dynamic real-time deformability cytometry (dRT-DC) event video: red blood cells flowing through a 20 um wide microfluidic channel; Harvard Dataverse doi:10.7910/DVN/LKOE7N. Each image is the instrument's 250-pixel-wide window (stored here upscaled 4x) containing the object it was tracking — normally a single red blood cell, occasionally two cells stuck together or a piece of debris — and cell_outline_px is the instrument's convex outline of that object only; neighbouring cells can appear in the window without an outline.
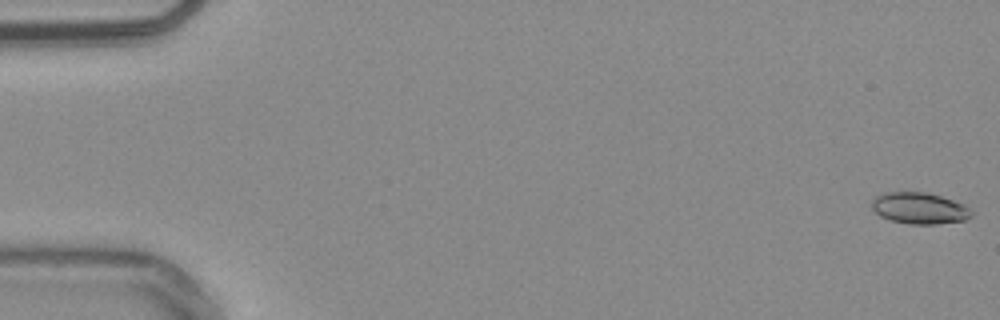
{"species": "common noctule bat (a hibernating species)", "species_latin": "Nyctalus noctula", "temperature_condition": "warm", "stored_images_in_passage": 55, "camera_frame_rate_fps": 3000, "um_per_image_px": 0.085, "animal": {"sex": "male", "body_mass_g": 20.4}, "frame": {"image": 1, "passage_image": 1, "time_ms": 0.0, "image_size_px": [1000, 320], "cell_outline_px": [[972, 216], [964, 220], [936, 224], [908, 224], [888, 220], [880, 216], [872, 208], [872, 200], [876, 196], [884, 192], [924, 192], [940, 196], [964, 204], [972, 212]], "centroid_in_image_um": [78.12, 17.7], "position_along_channel_um": 6.9, "area_um2": 18.21}}
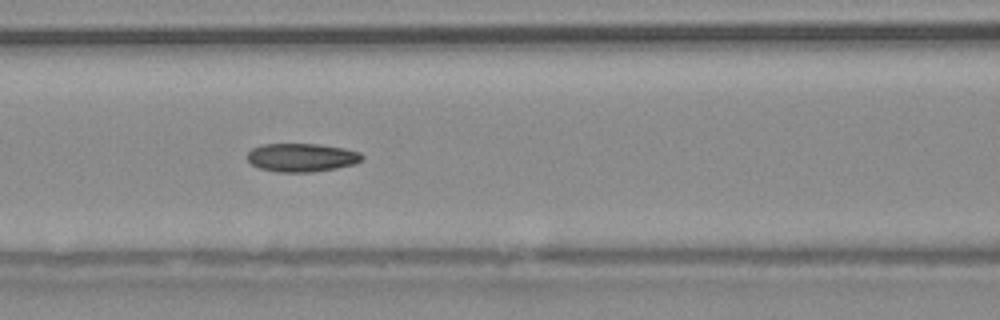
{"frame": {"image": 2, "passage_image": 24, "time_ms": 7.667, "image_size_px": [1000, 320], "cell_outline_px": [[364, 156], [356, 164], [336, 168], [312, 172], [276, 172], [256, 168], [248, 160], [248, 152], [252, 148], [264, 144], [316, 144], [344, 148], [360, 152]], "centroid_in_image_um": [25.63, 13.39], "position_along_channel_um": 141.0, "area_um2": 19.07}}
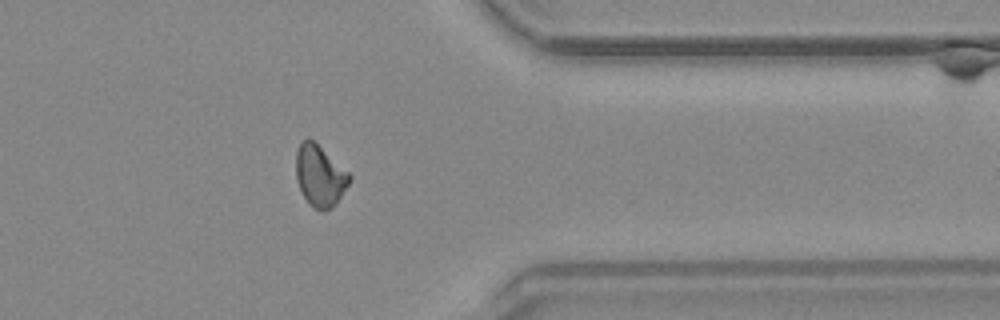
{"frame": {"image": 3, "passage_image": 44, "time_ms": 14.333, "image_size_px": [1000, 320], "cell_outline_px": [[352, 180], [336, 204], [320, 212], [304, 196], [296, 180], [296, 152], [300, 144], [308, 136], [348, 172], [352, 176]], "centroid_in_image_um": [27.2, 14.93], "position_along_channel_um": 384.2, "area_um2": 18.79}, "authors_computed_cell_mechanics": {"area_um2": 18.8428, "velocity_mm_per_s": 3.8085, "shape_relaxation_time_tau1_ms": 7.9293, "shape_relaxation_time_tau2_ms": 3.4441, "deformation_change_tau1": 0.1401, "deformation_change_tau2": 0.0759}}